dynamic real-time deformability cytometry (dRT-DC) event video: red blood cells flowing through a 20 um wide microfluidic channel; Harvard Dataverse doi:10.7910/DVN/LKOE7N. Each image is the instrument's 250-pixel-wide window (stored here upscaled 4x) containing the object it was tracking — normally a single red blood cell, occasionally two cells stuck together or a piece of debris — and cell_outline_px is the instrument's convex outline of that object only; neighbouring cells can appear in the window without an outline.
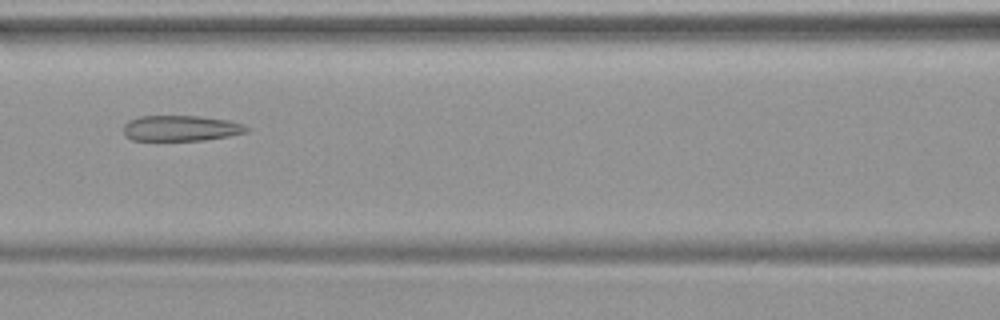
{"species": "common noctule bat (a hibernating species)", "species_latin": "Nyctalus noctula", "temperature_condition": "warm", "stored_images_in_passage": 48, "camera_frame_rate_fps": 3000, "um_per_image_px": 0.085, "animal": {"sex": "female", "body_mass_g": 19.9}, "frame": {"image": 1, "passage_image": 22, "time_ms": 7.0, "image_size_px": [1000, 320], "cell_outline_px": [[252, 128], [248, 132], [228, 136], [204, 140], [132, 140], [124, 136], [124, 124], [128, 120], [140, 116], [196, 116], [228, 120], [244, 124]], "centroid_in_image_um": [15.39, 10.9], "position_along_channel_um": 151.2, "area_um2": 18.5}}
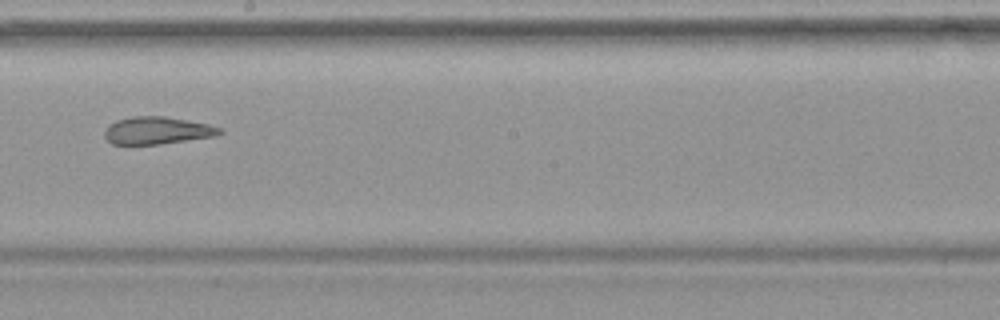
{"frame": {"image": 2, "passage_image": 28, "time_ms": 9.0, "image_size_px": [1000, 320], "cell_outline_px": [[224, 132], [212, 136], [160, 144], [112, 144], [104, 136], [104, 132], [108, 124], [116, 120], [132, 116], [164, 116], [208, 124], [220, 128]], "centroid_in_image_um": [13.3, 11.08], "position_along_channel_um": 234.9, "area_um2": 18.21}}
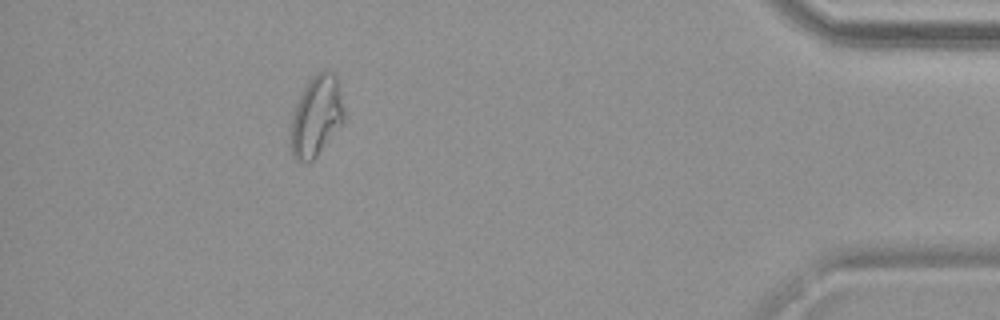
{"frame": {"image": 3, "passage_image": 44, "time_ms": 14.333, "image_size_px": [1000, 320], "cell_outline_px": [[344, 124], [316, 156], [312, 160], [296, 160], [292, 156], [292, 116], [296, 104], [308, 80], [316, 72], [332, 72], [336, 76], [344, 108]], "centroid_in_image_um": [26.92, 9.86], "position_along_channel_um": 408.3, "area_um2": 24.62}}